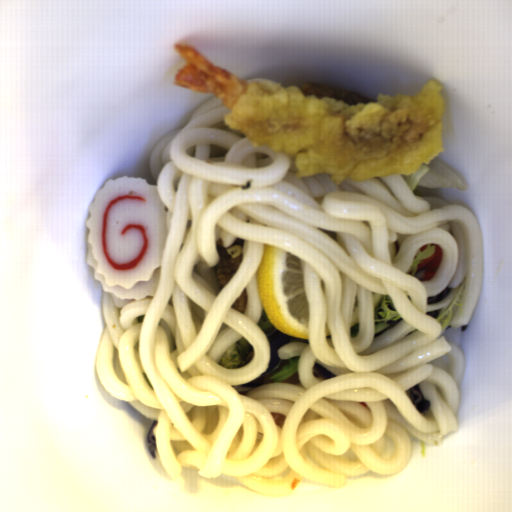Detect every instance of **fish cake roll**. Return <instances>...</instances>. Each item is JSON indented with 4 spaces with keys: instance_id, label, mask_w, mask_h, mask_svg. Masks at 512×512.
<instances>
[{
    "instance_id": "1",
    "label": "fish cake roll",
    "mask_w": 512,
    "mask_h": 512,
    "mask_svg": "<svg viewBox=\"0 0 512 512\" xmlns=\"http://www.w3.org/2000/svg\"><path fill=\"white\" fill-rule=\"evenodd\" d=\"M88 209L86 262L101 289L122 300L154 296L169 215L157 186L127 175L107 179Z\"/></svg>"
}]
</instances>
